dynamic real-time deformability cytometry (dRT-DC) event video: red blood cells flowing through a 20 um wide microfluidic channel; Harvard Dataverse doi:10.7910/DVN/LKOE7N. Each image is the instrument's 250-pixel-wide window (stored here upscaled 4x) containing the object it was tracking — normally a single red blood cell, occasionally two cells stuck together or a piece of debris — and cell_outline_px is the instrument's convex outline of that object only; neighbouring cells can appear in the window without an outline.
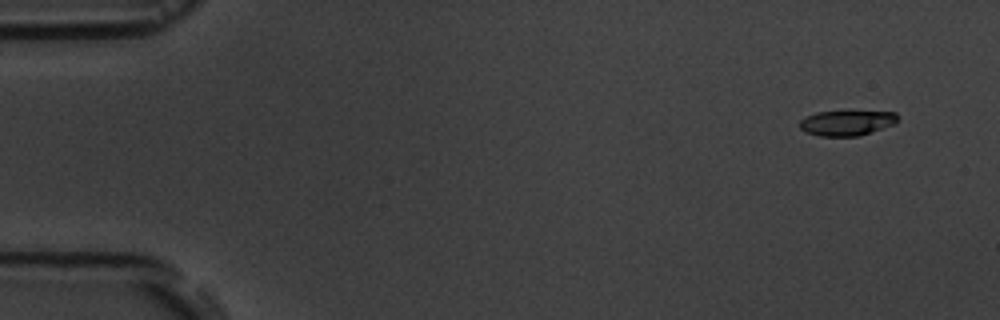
{"species": "common noctule bat (a hibernating species)", "species_latin": "Nyctalus noctula", "temperature_condition": "room temperature", "stored_images_in_passage": 5, "camera_frame_rate_fps": 3000, "um_per_image_px": 0.085, "animal": {"sex": "male", "body_mass_g": 19.5, "forearm_length_mm": 54.6}, "frame": {"image": 1, "passage_image": 2, "time_ms": 1.0, "image_size_px": [1000, 320], "cell_outline_px": [[900, 120], [896, 124], [856, 136], [820, 136], [804, 132], [800, 128], [800, 120], [804, 116], [816, 112], [896, 112]], "centroid_in_image_um": [71.96, 10.45], "position_along_channel_um": 13.0, "area_um2": 14.33}}
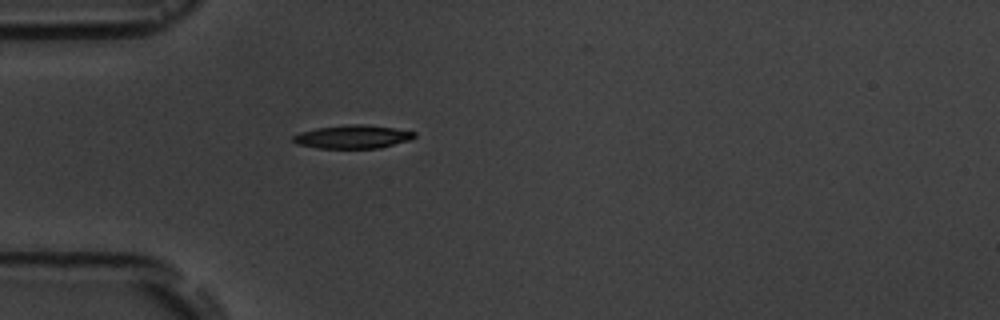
{"frame": {"image": 2, "passage_image": 5, "time_ms": 5.333, "image_size_px": [1000, 320], "cell_outline_px": [[416, 136], [412, 140], [380, 148], [320, 148], [296, 144], [292, 140], [292, 136], [300, 132], [316, 128], [352, 124], [360, 124], [392, 128], [416, 132]], "centroid_in_image_um": [29.99, 11.63], "position_along_channel_um": 55.0, "area_um2": 16.47}}